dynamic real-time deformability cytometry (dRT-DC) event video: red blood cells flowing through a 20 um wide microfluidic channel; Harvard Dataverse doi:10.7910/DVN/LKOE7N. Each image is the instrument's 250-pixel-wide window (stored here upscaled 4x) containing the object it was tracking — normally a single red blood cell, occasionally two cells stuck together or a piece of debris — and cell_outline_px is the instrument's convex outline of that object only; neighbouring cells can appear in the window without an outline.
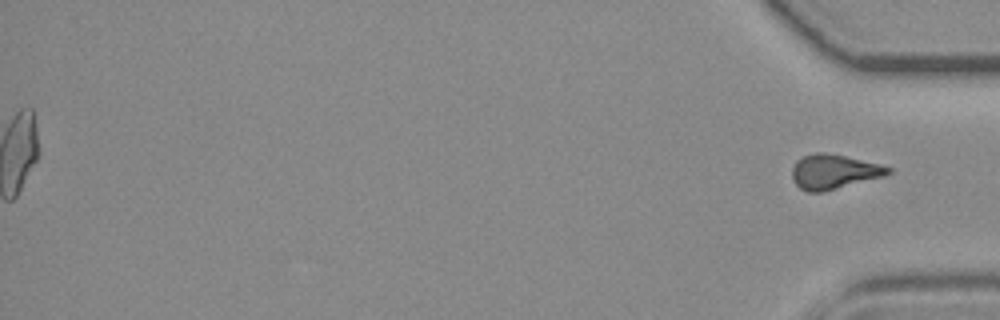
{"species": "common noctule bat (a hibernating species)", "species_latin": "Nyctalus noctula", "temperature_condition": "room temperature", "stored_images_in_passage": 51, "segment_of_instrument_passage": [2, 2], "camera_frame_rate_fps": 3000, "um_per_image_px": 0.085, "animal": {"sex": "female", "body_mass_g": 19.3, "forearm_length_mm": 54.1}, "frame": {"image": 1, "passage_image": 51, "time_ms": 16.667, "image_size_px": [1000, 320], "cell_outline_px": [[892, 172], [884, 176], [824, 192], [808, 192], [800, 188], [796, 184], [792, 176], [792, 168], [796, 160], [804, 156], [816, 152], [824, 152], [844, 156], [880, 164], [892, 168]], "centroid_in_image_um": [70.87, 14.6], "position_along_channel_um": 364.3, "area_um2": 19.31}}